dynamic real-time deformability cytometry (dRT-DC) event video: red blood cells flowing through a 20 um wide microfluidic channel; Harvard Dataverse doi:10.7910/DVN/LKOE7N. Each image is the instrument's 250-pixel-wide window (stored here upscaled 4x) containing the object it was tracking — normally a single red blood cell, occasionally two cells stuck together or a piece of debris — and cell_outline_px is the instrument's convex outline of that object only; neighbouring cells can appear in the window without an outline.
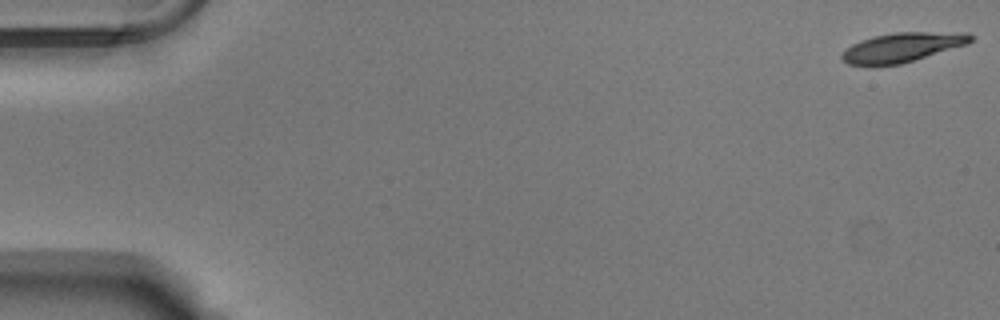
{"species": "Egyptian fruit bat (a non-hibernating species)", "species_latin": "Rousettus aegyptiacus", "temperature_condition": "warm", "stored_images_in_passage": 54, "camera_frame_rate_fps": 3000, "um_per_image_px": 0.085, "animal": {"sex": "male"}, "frame": {"image": 1, "passage_image": 1, "time_ms": 0.0, "image_size_px": [1000, 320], "cell_outline_px": [[972, 40], [968, 44], [900, 64], [872, 68], [848, 64], [840, 60], [840, 56], [852, 44], [860, 40], [872, 36], [896, 32], [968, 32], [972, 36]], "centroid_in_image_um": [76.63, 4.05], "position_along_channel_um": 8.4, "area_um2": 22.54}}
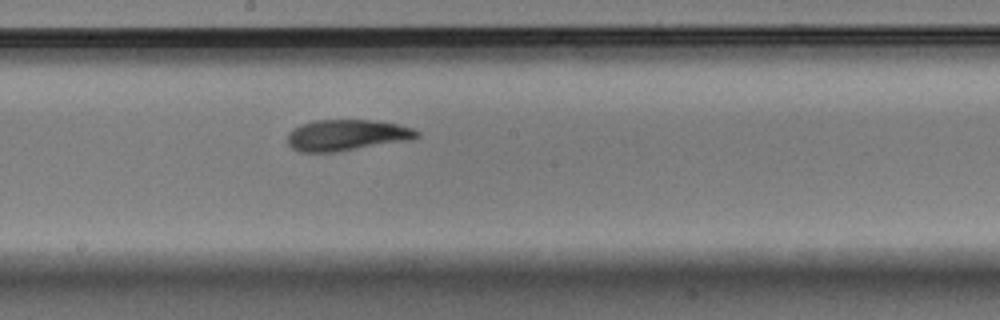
{"frame": {"image": 2, "passage_image": 30, "time_ms": 9.667, "image_size_px": [1000, 320], "cell_outline_px": [[420, 136], [412, 140], [336, 152], [300, 152], [292, 148], [288, 144], [288, 132], [292, 128], [300, 124], [316, 120], [376, 120], [396, 124], [412, 128], [420, 132]], "centroid_in_image_um": [29.48, 11.49], "position_along_channel_um": 218.7, "area_um2": 23.7}}
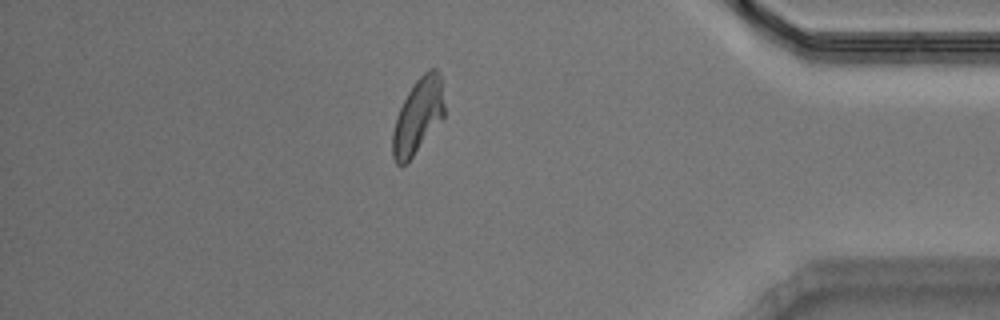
{"frame": {"image": 3, "passage_image": 47, "time_ms": 15.333, "image_size_px": [1000, 320], "cell_outline_px": [[444, 116], [412, 156], [400, 168], [396, 164], [392, 156], [392, 132], [396, 116], [408, 92], [416, 80], [428, 68], [436, 68], [440, 72], [444, 104]], "centroid_in_image_um": [35.51, 9.84], "position_along_channel_um": 399.7, "area_um2": 22.43}, "authors_computed_cell_mechanics": {"area_um2": 22.9466, "velocity_mm_per_s": 3.774, "shape_relaxation_time_tau1_ms": 5.059, "shape_relaxation_time_tau2_ms": 3.2505, "deformation_change_tau1": 0.1794, "deformation_change_tau2": 0.1028}}